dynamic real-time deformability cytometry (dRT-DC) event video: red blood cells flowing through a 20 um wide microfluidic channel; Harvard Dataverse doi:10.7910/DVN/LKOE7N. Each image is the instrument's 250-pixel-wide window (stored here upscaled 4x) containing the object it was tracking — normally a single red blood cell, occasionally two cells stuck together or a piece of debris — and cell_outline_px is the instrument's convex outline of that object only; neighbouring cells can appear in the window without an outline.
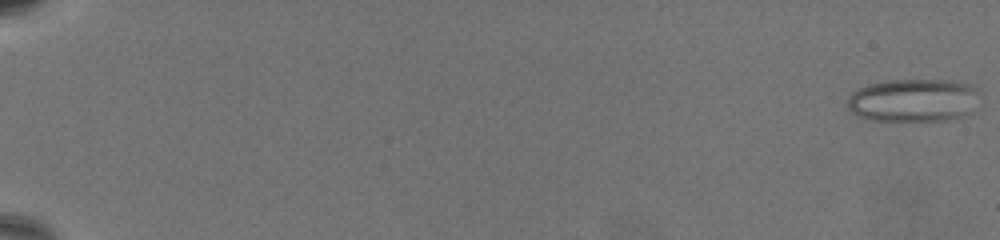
{"species": "common noctule bat (a hibernating species)", "species_latin": "Nyctalus noctula", "temperature_condition": "warm", "stored_images_in_passage": 68, "camera_frame_rate_fps": 3000, "um_per_image_px": 0.085, "animal": {"sex": "female", "body_mass_g": 19.5, "forearm_length_mm": 54.1}, "frame": {"image": 1, "passage_image": 1, "time_ms": 0.0, "image_size_px": [1000, 240], "cell_outline_px": [[976, 92], [972, 112], [960, 116], [944, 120], [872, 120], [860, 116], [852, 112], [848, 108], [848, 96], [852, 92], [868, 84], [888, 80], [948, 80], [972, 84], [976, 88]], "centroid_in_image_um": [77.6, 8.51], "position_along_channel_um": 7.4, "area_um2": 32.77}}
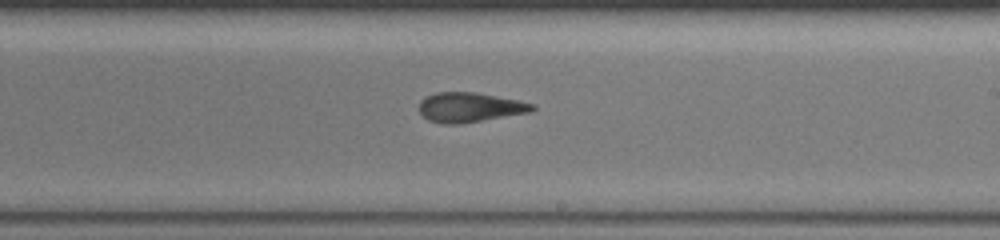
{"frame": {"image": 2, "passage_image": 44, "time_ms": 14.333, "image_size_px": [1000, 240], "cell_outline_px": [[536, 108], [532, 112], [460, 124], [444, 124], [428, 120], [420, 112], [420, 100], [436, 92], [476, 92], [516, 100], [532, 104]], "centroid_in_image_um": [39.92, 9.13], "position_along_channel_um": 249.1, "area_um2": 19.42}}
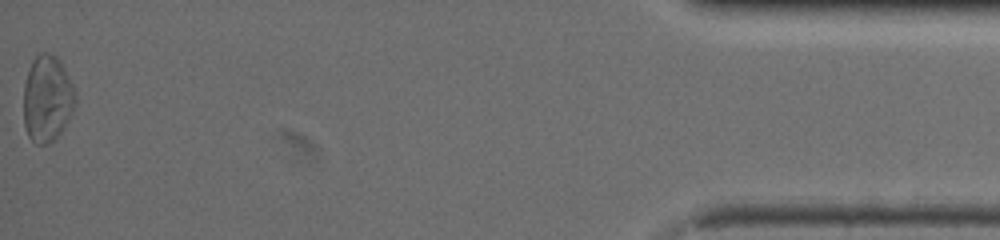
{"frame": {"image": 3, "passage_image": 68, "time_ms": 22.333, "image_size_px": [1000, 240], "cell_outline_px": [[76, 100], [68, 120], [60, 132], [48, 144], [36, 144], [28, 136], [24, 124], [24, 84], [32, 60], [36, 56], [44, 52], [48, 52], [56, 56], [72, 84], [76, 92]], "centroid_in_image_um": [4.0, 8.39], "position_along_channel_um": 431.2, "area_um2": 25.72}, "authors_computed_cell_mechanics": {"area_um2": 22.4264, "velocity_mm_per_s": 3.2646, "shape_relaxation_time_tau1_ms": null, "shape_relaxation_time_tau2_ms": 2.9709, "deformation_change_tau1": null, "deformation_change_tau2": 0.1303}}